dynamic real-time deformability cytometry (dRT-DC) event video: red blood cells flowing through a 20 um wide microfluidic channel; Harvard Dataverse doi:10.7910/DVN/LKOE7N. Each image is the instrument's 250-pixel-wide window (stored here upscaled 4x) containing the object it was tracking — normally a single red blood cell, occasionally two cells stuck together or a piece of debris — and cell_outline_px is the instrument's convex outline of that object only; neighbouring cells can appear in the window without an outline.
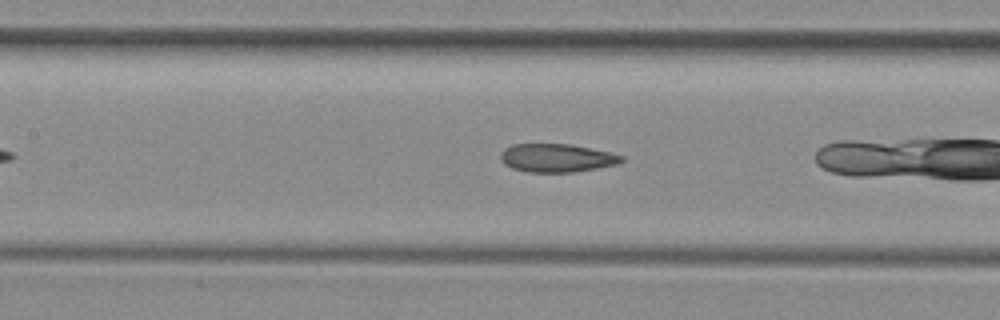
{"species": "common noctule bat (a hibernating species)", "species_latin": "Nyctalus noctula", "temperature_condition": "room temperature", "stored_images_in_passage": 15, "camera_frame_rate_fps": 3000, "um_per_image_px": 0.085, "animal": {"sex": "female", "body_mass_g": 29.2, "forearm_length_mm": 56.3}, "frame": {"image": 1, "passage_image": 7, "time_ms": 2.0, "image_size_px": [1000, 320], "cell_outline_px": [[624, 160], [616, 164], [576, 172], [524, 172], [512, 168], [504, 164], [500, 160], [500, 152], [504, 148], [512, 144], [572, 144], [608, 152], [624, 156]], "centroid_in_image_um": [47.27, 13.42], "position_along_channel_um": 160.1, "area_um2": 20.06}}
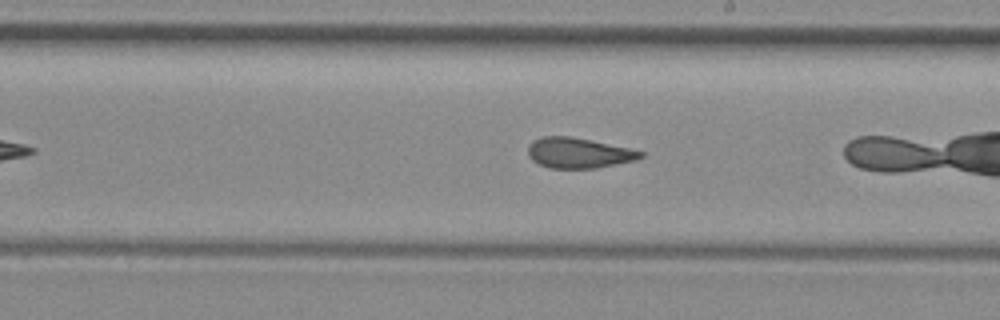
{"frame": {"image": 2, "passage_image": 13, "time_ms": 4.0, "image_size_px": [1000, 320], "cell_outline_px": [[644, 156], [636, 160], [596, 168], [548, 168], [532, 160], [528, 156], [528, 144], [532, 140], [544, 136], [572, 136], [592, 140], [628, 148], [644, 152]], "centroid_in_image_um": [49.15, 12.99], "position_along_channel_um": 239.8, "area_um2": 20.0}}